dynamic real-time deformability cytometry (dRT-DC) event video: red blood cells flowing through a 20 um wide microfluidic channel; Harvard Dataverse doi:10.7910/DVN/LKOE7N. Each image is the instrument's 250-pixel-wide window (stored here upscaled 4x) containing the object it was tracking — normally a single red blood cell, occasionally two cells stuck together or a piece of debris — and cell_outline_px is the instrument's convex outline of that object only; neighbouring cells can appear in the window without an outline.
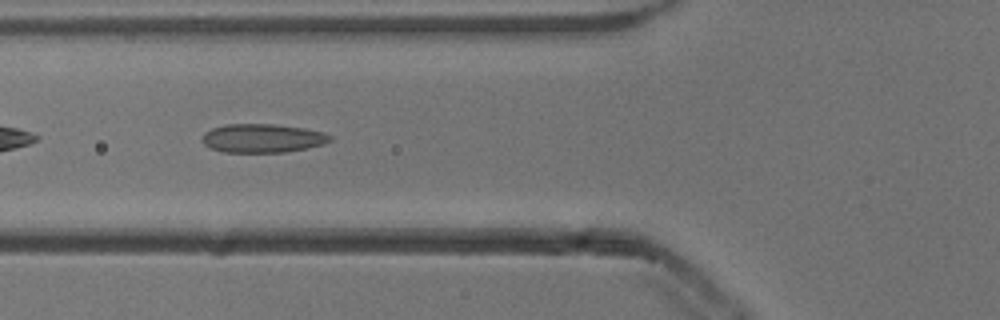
{"species": "common noctule bat (a hibernating species)", "species_latin": "Nyctalus noctula", "temperature_condition": "cold", "stored_images_in_passage": 37, "camera_frame_rate_fps": 3000, "um_per_image_px": 0.085, "animal": {"sex": "male", "body_mass_g": 13.3}, "frame": {"image": 1, "passage_image": 5, "time_ms": 1.333, "image_size_px": [1000, 320], "cell_outline_px": [[332, 140], [324, 144], [308, 148], [284, 152], [224, 152], [208, 148], [200, 140], [204, 132], [212, 128], [224, 124], [276, 124], [304, 128], [324, 132], [332, 136]], "centroid_in_image_um": [22.29, 11.75], "position_along_channel_um": 103.5, "area_um2": 21.68}}
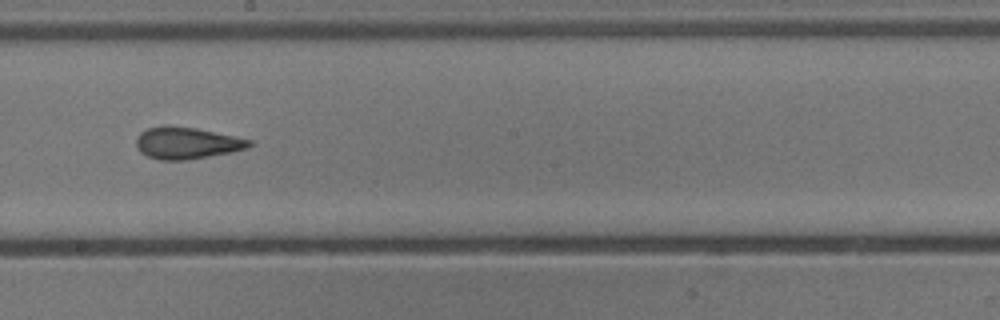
{"frame": {"image": 2, "passage_image": 15, "time_ms": 4.667, "image_size_px": [1000, 320], "cell_outline_px": [[256, 144], [248, 148], [232, 152], [188, 160], [160, 160], [148, 156], [140, 152], [136, 148], [136, 136], [140, 132], [148, 128], [164, 124], [168, 124], [196, 128], [236, 136], [252, 140]], "centroid_in_image_um": [15.89, 12.14], "position_along_channel_um": 232.3, "area_um2": 21.44}}
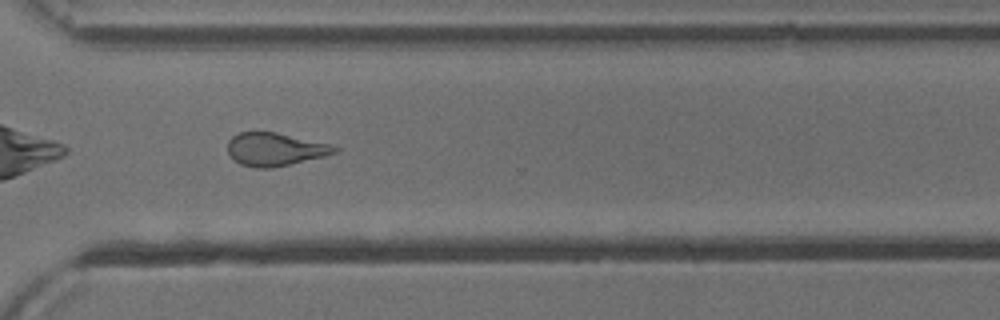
{"frame": {"image": 3, "passage_image": 24, "time_ms": 7.667, "image_size_px": [1000, 320], "cell_outline_px": [[340, 148], [336, 152], [324, 156], [272, 168], [256, 168], [240, 164], [228, 152], [228, 140], [232, 136], [240, 132], [276, 132], [332, 144]], "centroid_in_image_um": [23.39, 12.68], "position_along_channel_um": 347.2, "area_um2": 20.52}, "authors_computed_cell_mechanics": {"area_um2": 20.808, "velocity_mm_per_s": 3.8498, "shape_relaxation_time_tau1_ms": null, "shape_relaxation_time_tau2_ms": 1.9418, "deformation_change_tau1": null, "deformation_change_tau2": 0.1058}}